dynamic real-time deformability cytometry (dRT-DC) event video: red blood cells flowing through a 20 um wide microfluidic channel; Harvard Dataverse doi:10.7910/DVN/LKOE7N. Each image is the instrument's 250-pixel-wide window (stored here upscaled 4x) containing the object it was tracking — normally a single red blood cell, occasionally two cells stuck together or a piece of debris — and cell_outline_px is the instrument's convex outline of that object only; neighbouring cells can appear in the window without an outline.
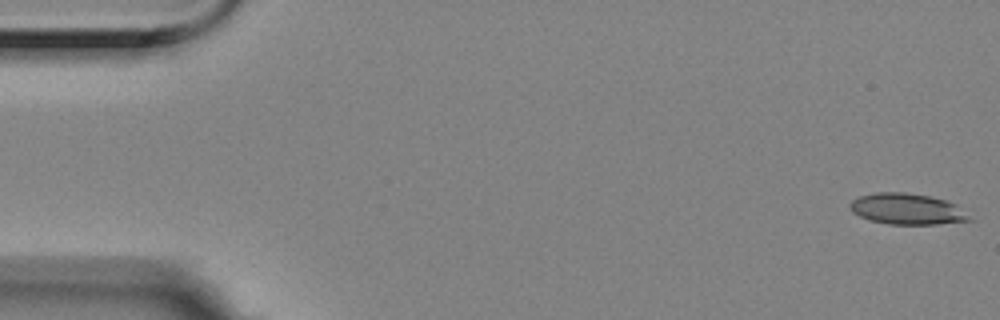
{"species": "Egyptian fruit bat (a non-hibernating species)", "species_latin": "Rousettus aegyptiacus", "temperature_condition": "room temperature", "stored_images_in_passage": 56, "camera_frame_rate_fps": 3000, "um_per_image_px": 0.085, "animal": {"sex": "female"}, "frame": {"image": 1, "passage_image": 1, "time_ms": 0.0, "image_size_px": [1000, 320], "cell_outline_px": [[972, 220], [936, 224], [888, 224], [868, 220], [852, 212], [848, 204], [852, 200], [860, 196], [876, 192], [904, 192], [928, 196], [944, 200], [956, 204]], "centroid_in_image_um": [77.04, 17.76], "position_along_channel_um": 8.0, "area_um2": 21.39}}
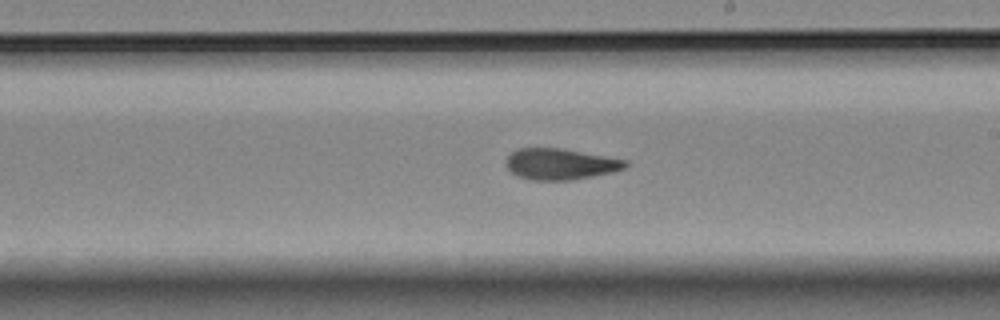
{"frame": {"image": 2, "passage_image": 32, "time_ms": 10.333, "image_size_px": [1000, 320], "cell_outline_px": [[628, 164], [624, 168], [612, 172], [572, 180], [532, 180], [520, 176], [512, 172], [508, 168], [508, 156], [512, 152], [520, 148], [560, 148], [628, 160]], "centroid_in_image_um": [47.67, 13.94], "position_along_channel_um": 241.3, "area_um2": 21.27}}
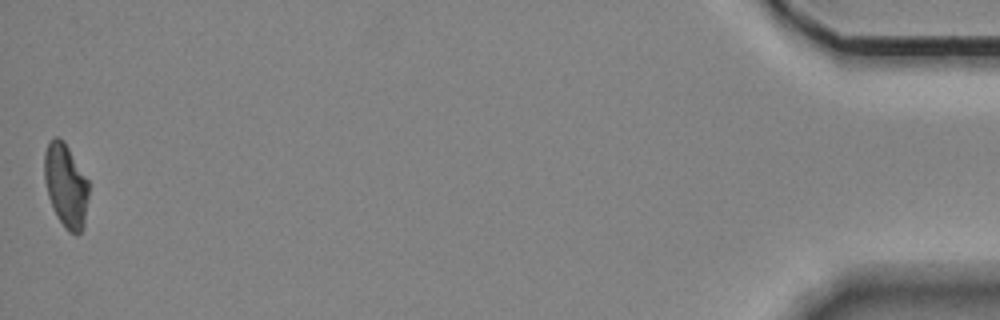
{"frame": {"image": 3, "passage_image": 56, "time_ms": 18.333, "image_size_px": [1000, 320], "cell_outline_px": [[88, 196], [84, 228], [76, 236], [68, 232], [64, 228], [48, 196], [44, 180], [44, 152], [52, 136], [56, 136], [64, 140], [88, 180]], "centroid_in_image_um": [5.6, 15.76], "position_along_channel_um": 429.6, "area_um2": 21.68}, "authors_computed_cell_mechanics": {"area_um2": 21.7906, "velocity_mm_per_s": 3.5253, "shape_relaxation_time_tau1_ms": null, "shape_relaxation_time_tau2_ms": 4.2757, "deformation_change_tau1": null, "deformation_change_tau2": 0.1088}}